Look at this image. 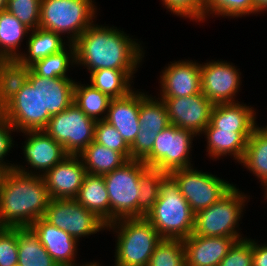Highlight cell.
I'll list each match as a JSON object with an SVG mask.
<instances>
[{"mask_svg":"<svg viewBox=\"0 0 267 266\" xmlns=\"http://www.w3.org/2000/svg\"><path fill=\"white\" fill-rule=\"evenodd\" d=\"M135 40L117 27L93 23L73 42L75 64L85 66L89 72L98 69L138 70L144 52L141 43Z\"/></svg>","mask_w":267,"mask_h":266,"instance_id":"obj_1","label":"cell"},{"mask_svg":"<svg viewBox=\"0 0 267 266\" xmlns=\"http://www.w3.org/2000/svg\"><path fill=\"white\" fill-rule=\"evenodd\" d=\"M26 169L16 164L3 177L0 185L2 227H30L45 216L50 197L43 176Z\"/></svg>","mask_w":267,"mask_h":266,"instance_id":"obj_2","label":"cell"},{"mask_svg":"<svg viewBox=\"0 0 267 266\" xmlns=\"http://www.w3.org/2000/svg\"><path fill=\"white\" fill-rule=\"evenodd\" d=\"M144 217L163 239L183 240L194 230L195 213L170 174L161 180L158 199Z\"/></svg>","mask_w":267,"mask_h":266,"instance_id":"obj_3","label":"cell"},{"mask_svg":"<svg viewBox=\"0 0 267 266\" xmlns=\"http://www.w3.org/2000/svg\"><path fill=\"white\" fill-rule=\"evenodd\" d=\"M106 229L117 234L114 266H148L163 239L145 217L119 219L107 224Z\"/></svg>","mask_w":267,"mask_h":266,"instance_id":"obj_4","label":"cell"},{"mask_svg":"<svg viewBox=\"0 0 267 266\" xmlns=\"http://www.w3.org/2000/svg\"><path fill=\"white\" fill-rule=\"evenodd\" d=\"M92 0H41L39 27L60 35L68 34L73 43L96 18Z\"/></svg>","mask_w":267,"mask_h":266,"instance_id":"obj_5","label":"cell"},{"mask_svg":"<svg viewBox=\"0 0 267 266\" xmlns=\"http://www.w3.org/2000/svg\"><path fill=\"white\" fill-rule=\"evenodd\" d=\"M235 186L219 201L195 213L192 234L207 237H241L236 227L249 198ZM240 233V234H239Z\"/></svg>","mask_w":267,"mask_h":266,"instance_id":"obj_6","label":"cell"},{"mask_svg":"<svg viewBox=\"0 0 267 266\" xmlns=\"http://www.w3.org/2000/svg\"><path fill=\"white\" fill-rule=\"evenodd\" d=\"M147 167L141 160H129L122 167L103 175L110 200V223L138 218L139 181Z\"/></svg>","mask_w":267,"mask_h":266,"instance_id":"obj_7","label":"cell"},{"mask_svg":"<svg viewBox=\"0 0 267 266\" xmlns=\"http://www.w3.org/2000/svg\"><path fill=\"white\" fill-rule=\"evenodd\" d=\"M0 113L16 132L44 130L51 115L41 106L40 76L30 70L28 82L0 109Z\"/></svg>","mask_w":267,"mask_h":266,"instance_id":"obj_8","label":"cell"},{"mask_svg":"<svg viewBox=\"0 0 267 266\" xmlns=\"http://www.w3.org/2000/svg\"><path fill=\"white\" fill-rule=\"evenodd\" d=\"M96 121L75 103L51 116L44 131L61 144L68 155H79L94 141Z\"/></svg>","mask_w":267,"mask_h":266,"instance_id":"obj_9","label":"cell"},{"mask_svg":"<svg viewBox=\"0 0 267 266\" xmlns=\"http://www.w3.org/2000/svg\"><path fill=\"white\" fill-rule=\"evenodd\" d=\"M194 137L193 132L170 124L157 134L151 153L142 162L166 174L192 167L189 156Z\"/></svg>","mask_w":267,"mask_h":266,"instance_id":"obj_10","label":"cell"},{"mask_svg":"<svg viewBox=\"0 0 267 266\" xmlns=\"http://www.w3.org/2000/svg\"><path fill=\"white\" fill-rule=\"evenodd\" d=\"M170 175L194 213L219 201L234 186L227 181L193 167L174 170Z\"/></svg>","mask_w":267,"mask_h":266,"instance_id":"obj_11","label":"cell"},{"mask_svg":"<svg viewBox=\"0 0 267 266\" xmlns=\"http://www.w3.org/2000/svg\"><path fill=\"white\" fill-rule=\"evenodd\" d=\"M44 218L78 242L81 237L96 234L107 226L94 212L87 210L75 199H50Z\"/></svg>","mask_w":267,"mask_h":266,"instance_id":"obj_12","label":"cell"},{"mask_svg":"<svg viewBox=\"0 0 267 266\" xmlns=\"http://www.w3.org/2000/svg\"><path fill=\"white\" fill-rule=\"evenodd\" d=\"M139 124L130 146L131 160L143 161L151 153L157 134L170 125L164 101L140 92Z\"/></svg>","mask_w":267,"mask_h":266,"instance_id":"obj_13","label":"cell"},{"mask_svg":"<svg viewBox=\"0 0 267 266\" xmlns=\"http://www.w3.org/2000/svg\"><path fill=\"white\" fill-rule=\"evenodd\" d=\"M204 64L200 68L203 95L214 105L237 102L234 97L240 90L239 69L229 62L219 60Z\"/></svg>","mask_w":267,"mask_h":266,"instance_id":"obj_14","label":"cell"},{"mask_svg":"<svg viewBox=\"0 0 267 266\" xmlns=\"http://www.w3.org/2000/svg\"><path fill=\"white\" fill-rule=\"evenodd\" d=\"M164 101L170 124L189 130L200 136L210 123L214 104L203 93L176 98H160Z\"/></svg>","mask_w":267,"mask_h":266,"instance_id":"obj_15","label":"cell"},{"mask_svg":"<svg viewBox=\"0 0 267 266\" xmlns=\"http://www.w3.org/2000/svg\"><path fill=\"white\" fill-rule=\"evenodd\" d=\"M86 174L78 155H67L43 175L50 199H75Z\"/></svg>","mask_w":267,"mask_h":266,"instance_id":"obj_16","label":"cell"},{"mask_svg":"<svg viewBox=\"0 0 267 266\" xmlns=\"http://www.w3.org/2000/svg\"><path fill=\"white\" fill-rule=\"evenodd\" d=\"M201 64L192 60L171 62L160 76V98H176L201 93Z\"/></svg>","mask_w":267,"mask_h":266,"instance_id":"obj_17","label":"cell"},{"mask_svg":"<svg viewBox=\"0 0 267 266\" xmlns=\"http://www.w3.org/2000/svg\"><path fill=\"white\" fill-rule=\"evenodd\" d=\"M243 238L191 234L183 239L185 266H218L234 242Z\"/></svg>","mask_w":267,"mask_h":266,"instance_id":"obj_18","label":"cell"},{"mask_svg":"<svg viewBox=\"0 0 267 266\" xmlns=\"http://www.w3.org/2000/svg\"><path fill=\"white\" fill-rule=\"evenodd\" d=\"M27 140L24 141L23 153L31 170H39V175L60 163L68 154L63 146L50 137L44 130L26 131Z\"/></svg>","mask_w":267,"mask_h":266,"instance_id":"obj_19","label":"cell"},{"mask_svg":"<svg viewBox=\"0 0 267 266\" xmlns=\"http://www.w3.org/2000/svg\"><path fill=\"white\" fill-rule=\"evenodd\" d=\"M30 228L39 237V241L58 266L76 264L78 241L75 238L49 223L44 217L33 222Z\"/></svg>","mask_w":267,"mask_h":266,"instance_id":"obj_20","label":"cell"},{"mask_svg":"<svg viewBox=\"0 0 267 266\" xmlns=\"http://www.w3.org/2000/svg\"><path fill=\"white\" fill-rule=\"evenodd\" d=\"M140 91H131L122 98L111 99L105 121L114 126L131 146L139 132Z\"/></svg>","mask_w":267,"mask_h":266,"instance_id":"obj_21","label":"cell"},{"mask_svg":"<svg viewBox=\"0 0 267 266\" xmlns=\"http://www.w3.org/2000/svg\"><path fill=\"white\" fill-rule=\"evenodd\" d=\"M253 107L233 103L215 104L206 128L233 130V132H253L257 127L256 112Z\"/></svg>","mask_w":267,"mask_h":266,"instance_id":"obj_22","label":"cell"},{"mask_svg":"<svg viewBox=\"0 0 267 266\" xmlns=\"http://www.w3.org/2000/svg\"><path fill=\"white\" fill-rule=\"evenodd\" d=\"M207 138V152L213 159L231 155L241 162L247 140L253 132H233V130H219L217 128H205L202 134Z\"/></svg>","mask_w":267,"mask_h":266,"instance_id":"obj_23","label":"cell"},{"mask_svg":"<svg viewBox=\"0 0 267 266\" xmlns=\"http://www.w3.org/2000/svg\"><path fill=\"white\" fill-rule=\"evenodd\" d=\"M75 200L106 224L110 223V200L102 175L86 173Z\"/></svg>","mask_w":267,"mask_h":266,"instance_id":"obj_24","label":"cell"},{"mask_svg":"<svg viewBox=\"0 0 267 266\" xmlns=\"http://www.w3.org/2000/svg\"><path fill=\"white\" fill-rule=\"evenodd\" d=\"M74 84L71 78L40 76V99L44 112L53 116L66 110L73 103Z\"/></svg>","mask_w":267,"mask_h":266,"instance_id":"obj_25","label":"cell"},{"mask_svg":"<svg viewBox=\"0 0 267 266\" xmlns=\"http://www.w3.org/2000/svg\"><path fill=\"white\" fill-rule=\"evenodd\" d=\"M28 42V52L21 53L18 60L24 65H31L35 61L46 58L49 55L61 52L67 45L60 34L43 28L30 30Z\"/></svg>","mask_w":267,"mask_h":266,"instance_id":"obj_26","label":"cell"},{"mask_svg":"<svg viewBox=\"0 0 267 266\" xmlns=\"http://www.w3.org/2000/svg\"><path fill=\"white\" fill-rule=\"evenodd\" d=\"M86 173L105 175L122 167L129 161L121 152H116L92 141L79 155Z\"/></svg>","mask_w":267,"mask_h":266,"instance_id":"obj_27","label":"cell"},{"mask_svg":"<svg viewBox=\"0 0 267 266\" xmlns=\"http://www.w3.org/2000/svg\"><path fill=\"white\" fill-rule=\"evenodd\" d=\"M136 70L98 69L90 72L91 85L111 99L127 96Z\"/></svg>","mask_w":267,"mask_h":266,"instance_id":"obj_28","label":"cell"},{"mask_svg":"<svg viewBox=\"0 0 267 266\" xmlns=\"http://www.w3.org/2000/svg\"><path fill=\"white\" fill-rule=\"evenodd\" d=\"M17 266H58L30 227H18Z\"/></svg>","mask_w":267,"mask_h":266,"instance_id":"obj_29","label":"cell"},{"mask_svg":"<svg viewBox=\"0 0 267 266\" xmlns=\"http://www.w3.org/2000/svg\"><path fill=\"white\" fill-rule=\"evenodd\" d=\"M29 32L30 29L9 11H0V59H18L21 55L18 47Z\"/></svg>","mask_w":267,"mask_h":266,"instance_id":"obj_30","label":"cell"},{"mask_svg":"<svg viewBox=\"0 0 267 266\" xmlns=\"http://www.w3.org/2000/svg\"><path fill=\"white\" fill-rule=\"evenodd\" d=\"M30 70L18 59H0V109L28 82Z\"/></svg>","mask_w":267,"mask_h":266,"instance_id":"obj_31","label":"cell"},{"mask_svg":"<svg viewBox=\"0 0 267 266\" xmlns=\"http://www.w3.org/2000/svg\"><path fill=\"white\" fill-rule=\"evenodd\" d=\"M252 172L261 184L267 180V129L257 126L247 140L244 156L240 162Z\"/></svg>","mask_w":267,"mask_h":266,"instance_id":"obj_32","label":"cell"},{"mask_svg":"<svg viewBox=\"0 0 267 266\" xmlns=\"http://www.w3.org/2000/svg\"><path fill=\"white\" fill-rule=\"evenodd\" d=\"M110 101L111 98L108 95L94 88L91 84L86 86L75 82L73 103L91 119L95 121L105 120Z\"/></svg>","mask_w":267,"mask_h":266,"instance_id":"obj_33","label":"cell"},{"mask_svg":"<svg viewBox=\"0 0 267 266\" xmlns=\"http://www.w3.org/2000/svg\"><path fill=\"white\" fill-rule=\"evenodd\" d=\"M68 46L69 52H67V48H65L59 53L37 60L30 65V69L35 74L45 78H68L67 71L69 64H75L74 44L69 43Z\"/></svg>","mask_w":267,"mask_h":266,"instance_id":"obj_34","label":"cell"},{"mask_svg":"<svg viewBox=\"0 0 267 266\" xmlns=\"http://www.w3.org/2000/svg\"><path fill=\"white\" fill-rule=\"evenodd\" d=\"M167 174L159 169L147 167L140 176L138 196V218L144 217L154 206L159 196L161 180Z\"/></svg>","mask_w":267,"mask_h":266,"instance_id":"obj_35","label":"cell"},{"mask_svg":"<svg viewBox=\"0 0 267 266\" xmlns=\"http://www.w3.org/2000/svg\"><path fill=\"white\" fill-rule=\"evenodd\" d=\"M256 13L255 0H204V20L208 14L235 18Z\"/></svg>","mask_w":267,"mask_h":266,"instance_id":"obj_36","label":"cell"},{"mask_svg":"<svg viewBox=\"0 0 267 266\" xmlns=\"http://www.w3.org/2000/svg\"><path fill=\"white\" fill-rule=\"evenodd\" d=\"M148 266H185L182 239H162L150 257Z\"/></svg>","mask_w":267,"mask_h":266,"instance_id":"obj_37","label":"cell"},{"mask_svg":"<svg viewBox=\"0 0 267 266\" xmlns=\"http://www.w3.org/2000/svg\"><path fill=\"white\" fill-rule=\"evenodd\" d=\"M94 141L116 152H121L131 160L130 146L114 126L105 120L96 121Z\"/></svg>","mask_w":267,"mask_h":266,"instance_id":"obj_38","label":"cell"},{"mask_svg":"<svg viewBox=\"0 0 267 266\" xmlns=\"http://www.w3.org/2000/svg\"><path fill=\"white\" fill-rule=\"evenodd\" d=\"M41 0H7L6 10L30 30L39 27Z\"/></svg>","mask_w":267,"mask_h":266,"instance_id":"obj_39","label":"cell"},{"mask_svg":"<svg viewBox=\"0 0 267 266\" xmlns=\"http://www.w3.org/2000/svg\"><path fill=\"white\" fill-rule=\"evenodd\" d=\"M18 227L0 229V266H17L18 264Z\"/></svg>","mask_w":267,"mask_h":266,"instance_id":"obj_40","label":"cell"},{"mask_svg":"<svg viewBox=\"0 0 267 266\" xmlns=\"http://www.w3.org/2000/svg\"><path fill=\"white\" fill-rule=\"evenodd\" d=\"M168 11L190 20L204 21V0H162Z\"/></svg>","mask_w":267,"mask_h":266,"instance_id":"obj_41","label":"cell"},{"mask_svg":"<svg viewBox=\"0 0 267 266\" xmlns=\"http://www.w3.org/2000/svg\"><path fill=\"white\" fill-rule=\"evenodd\" d=\"M251 246L247 237L235 241L218 266H252Z\"/></svg>","mask_w":267,"mask_h":266,"instance_id":"obj_42","label":"cell"},{"mask_svg":"<svg viewBox=\"0 0 267 266\" xmlns=\"http://www.w3.org/2000/svg\"><path fill=\"white\" fill-rule=\"evenodd\" d=\"M11 131L15 132L16 130L0 113V165H2L6 170L12 169L14 166V163L11 164L10 162L6 163V161H4V157L10 152L11 148L14 147Z\"/></svg>","mask_w":267,"mask_h":266,"instance_id":"obj_43","label":"cell"},{"mask_svg":"<svg viewBox=\"0 0 267 266\" xmlns=\"http://www.w3.org/2000/svg\"><path fill=\"white\" fill-rule=\"evenodd\" d=\"M252 266H267V244H258L252 240Z\"/></svg>","mask_w":267,"mask_h":266,"instance_id":"obj_44","label":"cell"},{"mask_svg":"<svg viewBox=\"0 0 267 266\" xmlns=\"http://www.w3.org/2000/svg\"><path fill=\"white\" fill-rule=\"evenodd\" d=\"M255 4L259 13L267 10V0H255Z\"/></svg>","mask_w":267,"mask_h":266,"instance_id":"obj_45","label":"cell"},{"mask_svg":"<svg viewBox=\"0 0 267 266\" xmlns=\"http://www.w3.org/2000/svg\"><path fill=\"white\" fill-rule=\"evenodd\" d=\"M6 171L7 170L2 165H0V185L2 183V180H3V177H4L5 173H6Z\"/></svg>","mask_w":267,"mask_h":266,"instance_id":"obj_46","label":"cell"},{"mask_svg":"<svg viewBox=\"0 0 267 266\" xmlns=\"http://www.w3.org/2000/svg\"><path fill=\"white\" fill-rule=\"evenodd\" d=\"M7 0H0V11L6 10Z\"/></svg>","mask_w":267,"mask_h":266,"instance_id":"obj_47","label":"cell"},{"mask_svg":"<svg viewBox=\"0 0 267 266\" xmlns=\"http://www.w3.org/2000/svg\"><path fill=\"white\" fill-rule=\"evenodd\" d=\"M100 263H97V262H90V264L88 263H86L85 265L83 264V265H80V266H100L99 265ZM78 264L76 263L75 265H73V266H77ZM79 266V265H78Z\"/></svg>","mask_w":267,"mask_h":266,"instance_id":"obj_48","label":"cell"},{"mask_svg":"<svg viewBox=\"0 0 267 266\" xmlns=\"http://www.w3.org/2000/svg\"><path fill=\"white\" fill-rule=\"evenodd\" d=\"M263 187H265L264 189L266 190L264 193H265V199H267V180L264 181L262 184H261Z\"/></svg>","mask_w":267,"mask_h":266,"instance_id":"obj_49","label":"cell"}]
</instances>
